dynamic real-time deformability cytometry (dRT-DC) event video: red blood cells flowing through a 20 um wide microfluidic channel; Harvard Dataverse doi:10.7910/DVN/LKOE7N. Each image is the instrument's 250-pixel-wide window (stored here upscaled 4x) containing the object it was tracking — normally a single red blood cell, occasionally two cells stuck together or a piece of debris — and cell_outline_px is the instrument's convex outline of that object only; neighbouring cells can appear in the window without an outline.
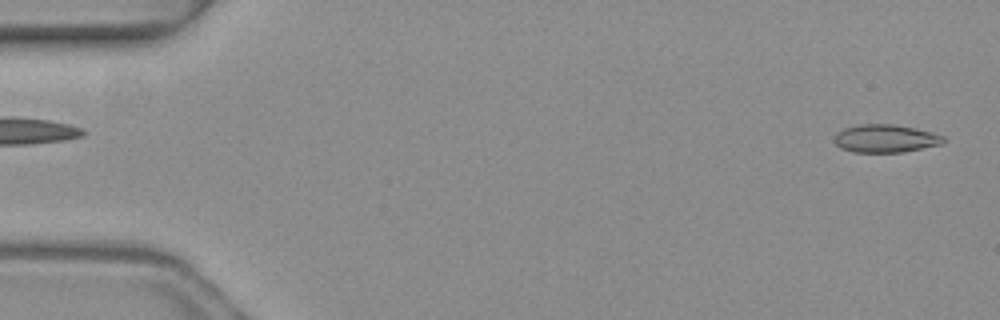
{"species": "common noctule bat (a hibernating species)", "species_latin": "Nyctalus noctula", "temperature_condition": "warm", "stored_images_in_passage": 2, "segment_of_instrument_passage": [2, 2], "camera_frame_rate_fps": 3000, "um_per_image_px": 0.085, "animal": {"sex": "female", "body_mass_g": 19.3, "forearm_length_mm": 54.1}, "frame": {"image": 1, "passage_image": 2, "time_ms": 0.333, "image_size_px": [1000, 320], "cell_outline_px": [[944, 140], [940, 144], [904, 152], [852, 152], [840, 148], [832, 140], [836, 132], [844, 128], [860, 124], [892, 124], [912, 128], [944, 136]], "centroid_in_image_um": [75.17, 11.78], "position_along_channel_um": 9.8, "area_um2": 17.63}}